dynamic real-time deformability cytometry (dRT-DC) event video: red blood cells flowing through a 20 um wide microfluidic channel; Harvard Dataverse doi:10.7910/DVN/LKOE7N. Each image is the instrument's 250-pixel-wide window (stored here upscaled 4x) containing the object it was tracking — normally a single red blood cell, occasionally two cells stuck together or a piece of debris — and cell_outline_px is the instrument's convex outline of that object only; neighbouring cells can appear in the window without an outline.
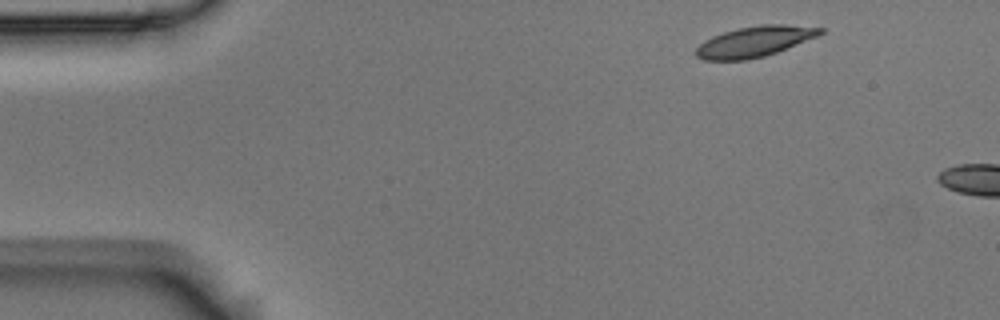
{"species": "Egyptian fruit bat (a non-hibernating species)", "species_latin": "Rousettus aegyptiacus", "temperature_condition": "room temperature", "stored_images_in_passage": 2, "camera_frame_rate_fps": 3000, "um_per_image_px": 0.085, "animal": {"sex": "male"}, "frame": {"image": 1, "passage_image": 1, "time_ms": 0.0, "image_size_px": [1000, 320], "cell_outline_px": [[824, 32], [816, 36], [776, 52], [764, 56], [748, 60], [704, 60], [696, 56], [696, 48], [704, 40], [712, 36], [736, 28], [760, 24], [784, 24], [824, 28]], "centroid_in_image_um": [64.1, 3.52], "position_along_channel_um": 20.9, "area_um2": 22.02}}